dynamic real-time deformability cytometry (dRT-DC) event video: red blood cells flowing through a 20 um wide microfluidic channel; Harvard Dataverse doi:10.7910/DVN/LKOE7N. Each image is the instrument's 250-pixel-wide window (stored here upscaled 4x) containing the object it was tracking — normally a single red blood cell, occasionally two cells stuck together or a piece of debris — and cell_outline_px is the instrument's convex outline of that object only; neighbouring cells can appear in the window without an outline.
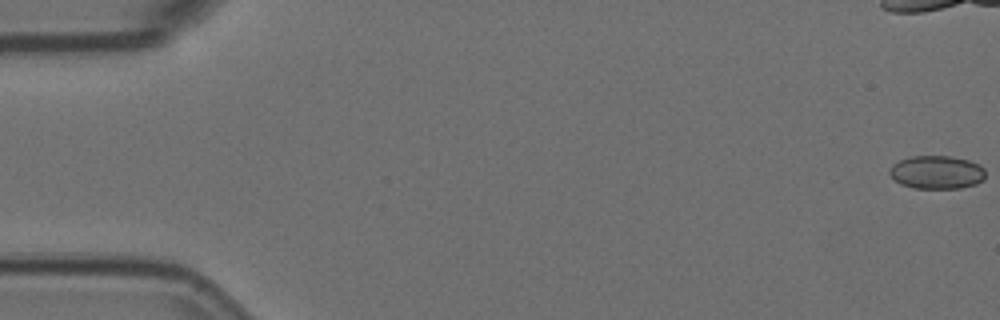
{"species": "Egyptian fruit bat (a non-hibernating species)", "species_latin": "Rousettus aegyptiacus", "temperature_condition": "room temperature", "stored_images_in_passage": 58, "camera_frame_rate_fps": 3000, "um_per_image_px": 0.085, "animal": {"sex": "female"}, "frame": {"image": 1, "passage_image": 1, "time_ms": 0.0, "image_size_px": [1000, 320], "cell_outline_px": [[984, 180], [976, 184], [960, 188], [912, 188], [900, 184], [888, 172], [892, 164], [900, 160], [912, 156], [948, 156], [968, 160], [980, 164], [984, 168]], "centroid_in_image_um": [79.63, 14.64], "position_along_channel_um": 5.4, "area_um2": 18.61}, "authors_computed_cell_mechanics": {"area_um2": 18.2648, "velocity_mm_per_s": 3.5983, "shape_relaxation_time_tau1_ms": null, "shape_relaxation_time_tau2_ms": 1.1186, "deformation_change_tau1": null, "deformation_change_tau2": 0.0244}}